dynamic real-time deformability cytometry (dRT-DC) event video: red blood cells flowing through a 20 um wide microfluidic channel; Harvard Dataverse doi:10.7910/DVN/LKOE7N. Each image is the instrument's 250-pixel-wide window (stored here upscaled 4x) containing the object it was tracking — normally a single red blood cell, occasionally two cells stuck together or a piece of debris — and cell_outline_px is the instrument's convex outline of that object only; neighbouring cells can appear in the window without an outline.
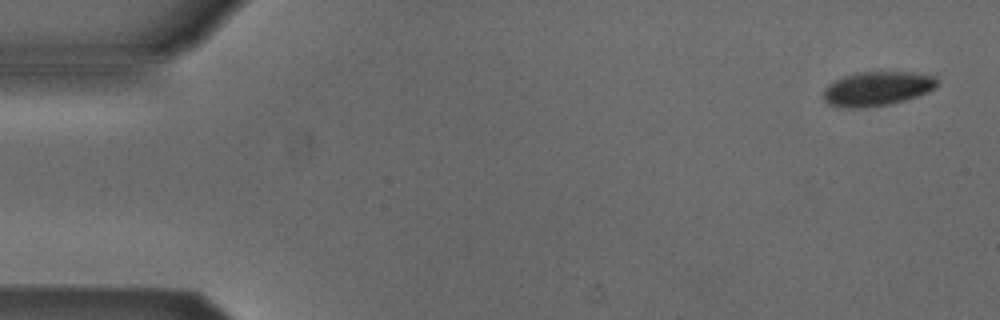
{"species": "Egyptian fruit bat (a non-hibernating species)", "species_latin": "Rousettus aegyptiacus", "temperature_condition": "cold", "stored_images_in_passage": 4, "camera_frame_rate_fps": 3000, "um_per_image_px": 0.085, "animal": {"sex": "male"}, "frame": {"image": 1, "passage_image": 1, "time_ms": 0.0, "image_size_px": [1000, 320], "cell_outline_px": [[936, 84], [932, 88], [916, 96], [904, 100], [888, 104], [864, 108], [844, 108], [828, 104], [824, 100], [824, 88], [828, 84], [844, 76], [856, 72], [912, 72], [932, 76], [936, 80]], "centroid_in_image_um": [74.47, 7.54], "position_along_channel_um": 10.5, "area_um2": 22.37}}